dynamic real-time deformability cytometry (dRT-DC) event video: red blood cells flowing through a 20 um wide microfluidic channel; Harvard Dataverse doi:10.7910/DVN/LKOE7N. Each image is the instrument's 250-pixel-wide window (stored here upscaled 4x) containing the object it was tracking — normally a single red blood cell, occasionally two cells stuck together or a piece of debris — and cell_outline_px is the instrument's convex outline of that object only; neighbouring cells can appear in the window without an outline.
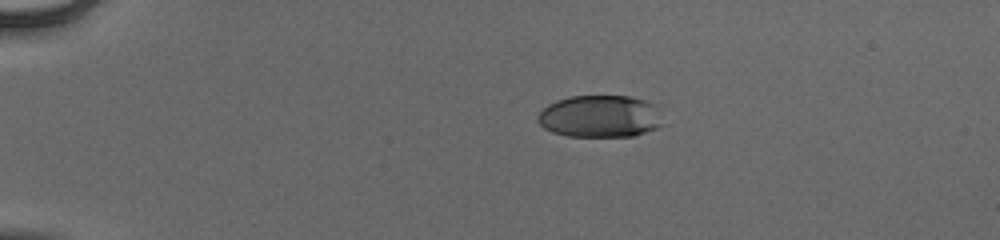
{"species": "human", "species_latin": "Homo sapiens", "temperature_condition": "cold", "stored_images_in_passage": 43, "camera_frame_rate_fps": 3000, "um_per_image_px": 0.085, "donor": {"sex": "male"}, "frame": {"image": 1, "passage_image": 1, "time_ms": 0.0, "image_size_px": [1000, 240], "cell_outline_px": [[660, 124], [656, 128], [632, 136], [568, 136], [552, 132], [544, 128], [536, 120], [536, 116], [548, 104], [556, 100], [572, 96], [628, 96], [648, 100], [656, 104]], "centroid_in_image_um": [50.96, 9.88], "position_along_channel_um": 34.0, "area_um2": 30.63}}
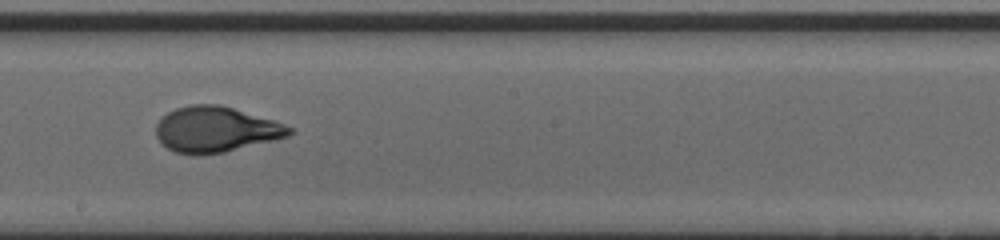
{"frame": {"image": 2, "passage_image": 22, "time_ms": 7.0, "image_size_px": [1000, 240], "cell_outline_px": [[296, 132], [288, 136], [224, 152], [200, 156], [192, 156], [176, 152], [168, 148], [156, 136], [156, 124], [168, 112], [176, 108], [188, 104], [220, 104], [272, 120], [284, 124], [292, 128]], "centroid_in_image_um": [18.32, 11.01], "position_along_channel_um": 229.9, "area_um2": 35.32}}
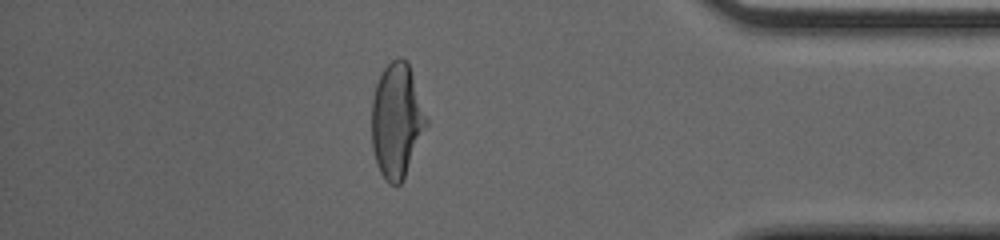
{"frame": {"image": 3, "passage_image": 37, "time_ms": 12.0, "image_size_px": [1000, 240], "cell_outline_px": [[428, 124], [404, 180], [400, 184], [388, 184], [384, 180], [380, 172], [372, 148], [372, 100], [376, 84], [384, 68], [392, 60], [400, 56], [408, 60], [428, 120]], "centroid_in_image_um": [33.73, 10.26], "position_along_channel_um": 401.5, "area_um2": 36.7}, "authors_computed_cell_mechanics": {"area_um2": 34.7378, "velocity_mm_per_s": 3.9479, "shape_relaxation_time_tau1_ms": 3.9276, "shape_relaxation_time_tau2_ms": null, "deformation_change_tau1": 0.1973, "deformation_change_tau2": null}}